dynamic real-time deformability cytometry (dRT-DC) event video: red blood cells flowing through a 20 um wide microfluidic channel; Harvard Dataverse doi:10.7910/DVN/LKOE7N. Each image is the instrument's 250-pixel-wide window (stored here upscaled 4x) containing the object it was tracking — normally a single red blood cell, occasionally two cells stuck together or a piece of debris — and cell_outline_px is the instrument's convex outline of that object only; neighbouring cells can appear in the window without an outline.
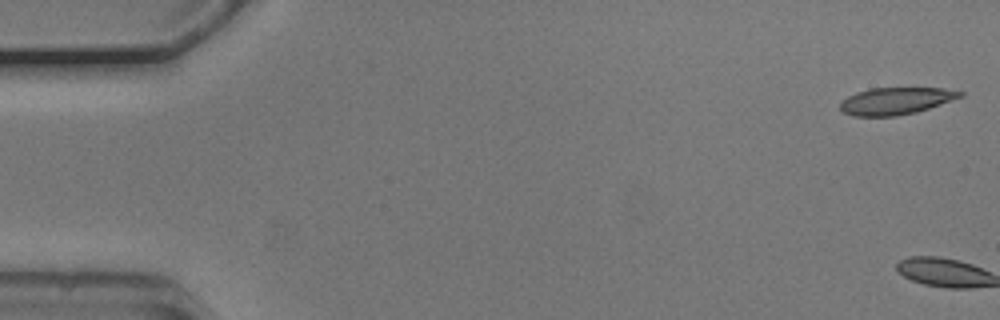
{"species": "common noctule bat (a hibernating species)", "species_latin": "Nyctalus noctula", "temperature_condition": "cold", "stored_images_in_passage": 3, "camera_frame_rate_fps": 3000, "um_per_image_px": 0.085, "animal": {"sex": "male", "body_mass_g": 20.5, "forearm_length_mm": 52.5}, "frame": {"image": 1, "passage_image": 1, "time_ms": 0.0, "image_size_px": [1000, 320], "cell_outline_px": [[964, 96], [916, 112], [896, 116], [852, 116], [844, 112], [840, 108], [840, 104], [848, 96], [856, 92], [868, 88], [944, 88], [964, 92]], "centroid_in_image_um": [76.15, 8.57], "position_along_channel_um": 8.9, "area_um2": 18.84}}